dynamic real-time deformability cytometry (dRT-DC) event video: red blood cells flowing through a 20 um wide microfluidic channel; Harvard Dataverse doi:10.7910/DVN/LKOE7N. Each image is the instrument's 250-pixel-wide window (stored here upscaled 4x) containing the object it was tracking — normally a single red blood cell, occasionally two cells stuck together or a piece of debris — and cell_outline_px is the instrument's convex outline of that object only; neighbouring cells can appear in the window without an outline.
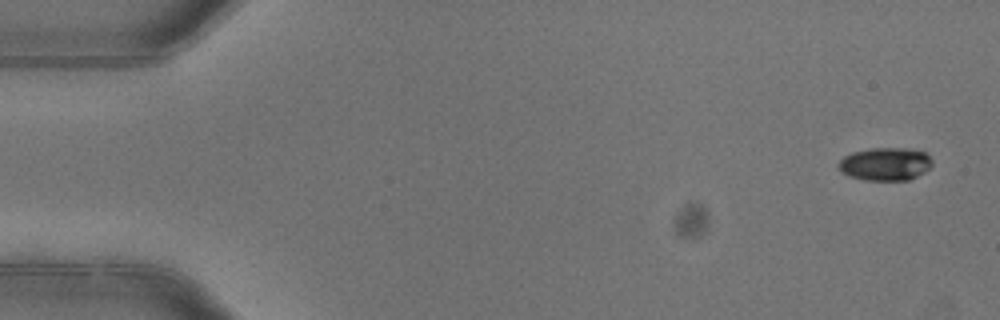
{"species": "common noctule bat (a hibernating species)", "species_latin": "Nyctalus noctula", "temperature_condition": "warm", "stored_images_in_passage": 6, "camera_frame_rate_fps": 3000, "um_per_image_px": 0.085, "animal": {"sex": "female"}, "frame": {"image": 1, "passage_image": 1, "time_ms": 0.0, "image_size_px": [1000, 320], "cell_outline_px": [[932, 164], [924, 172], [908, 180], [864, 180], [848, 176], [840, 172], [836, 168], [836, 164], [844, 156], [852, 152], [872, 148], [912, 148], [924, 152], [932, 160]], "centroid_in_image_um": [75.19, 13.94], "position_along_channel_um": 9.8, "area_um2": 18.21}}
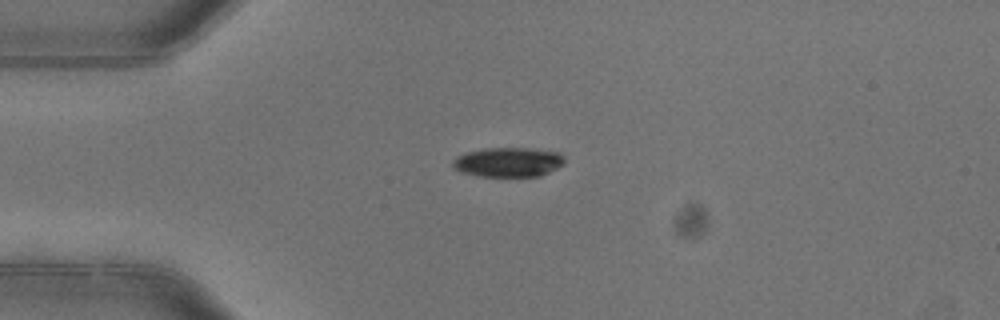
{"frame": {"image": 2, "passage_image": 4, "time_ms": 1.0, "image_size_px": [1000, 320], "cell_outline_px": [[564, 164], [540, 176], [476, 176], [460, 172], [452, 168], [452, 160], [456, 156], [468, 152], [484, 148], [532, 148], [560, 152], [564, 156]], "centroid_in_image_um": [43.18, 13.77], "position_along_channel_um": 41.8, "area_um2": 19.42}}